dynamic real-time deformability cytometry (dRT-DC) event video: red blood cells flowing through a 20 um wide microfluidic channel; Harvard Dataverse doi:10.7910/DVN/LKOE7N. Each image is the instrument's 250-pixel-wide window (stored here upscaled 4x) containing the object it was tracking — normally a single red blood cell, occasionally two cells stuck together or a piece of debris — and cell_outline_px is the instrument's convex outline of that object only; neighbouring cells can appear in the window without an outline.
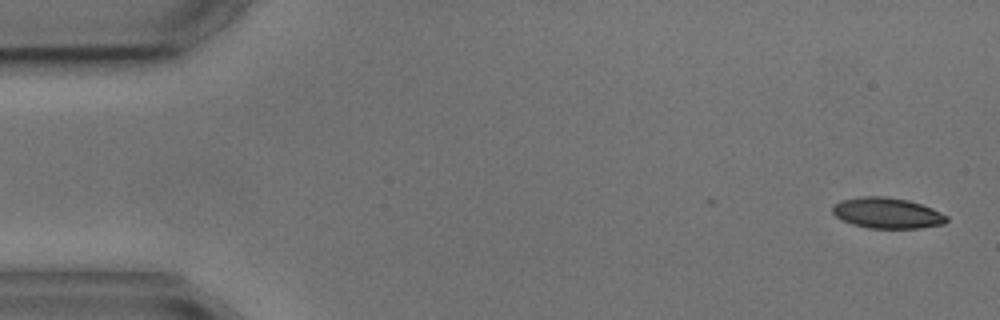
{"species": "common noctule bat (a hibernating species)", "species_latin": "Nyctalus noctula", "temperature_condition": "cold", "stored_images_in_passage": 6, "segment_of_instrument_passage": [2, 2], "camera_frame_rate_fps": 3000, "um_per_image_px": 0.085, "animal": {"sex": "male", "body_mass_g": 17.9, "forearm_length_mm": 54.2}, "frame": {"image": 1, "passage_image": 6, "time_ms": 6.0, "image_size_px": [1000, 320], "cell_outline_px": [[948, 220], [944, 224], [920, 228], [868, 228], [852, 224], [840, 220], [832, 212], [832, 204], [840, 200], [860, 196], [884, 196], [908, 200], [932, 208], [948, 216]], "centroid_in_image_um": [75.37, 18.1], "position_along_channel_um": 9.6, "area_um2": 20.63}}